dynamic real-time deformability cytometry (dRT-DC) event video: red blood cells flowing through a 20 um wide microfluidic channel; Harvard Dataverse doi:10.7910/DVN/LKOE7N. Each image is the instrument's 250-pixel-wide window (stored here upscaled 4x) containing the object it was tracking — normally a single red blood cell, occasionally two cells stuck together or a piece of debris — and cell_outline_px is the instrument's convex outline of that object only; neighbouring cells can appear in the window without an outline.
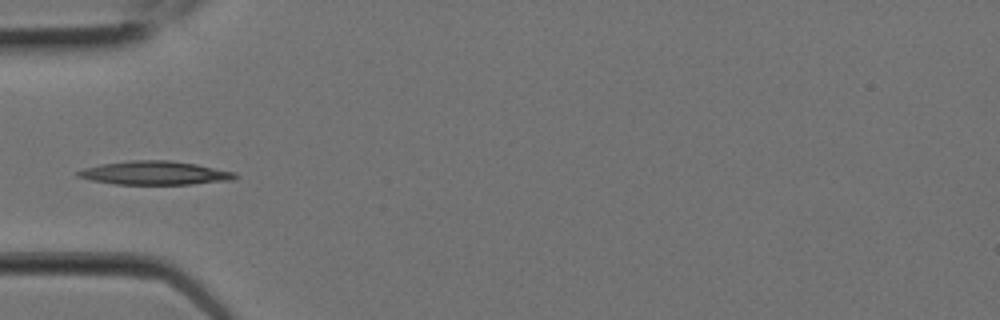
{"species": "Egyptian fruit bat (a non-hibernating species)", "species_latin": "Rousettus aegyptiacus", "temperature_condition": "room temperature", "stored_images_in_passage": 8, "camera_frame_rate_fps": 3000, "um_per_image_px": 0.085, "animal": {"sex": "female"}, "frame": {"image": 1, "passage_image": 6, "time_ms": 1.667, "image_size_px": [1000, 320], "cell_outline_px": [[240, 176], [232, 180], [192, 184], [116, 184], [92, 180], [76, 176], [76, 172], [84, 168], [100, 164], [128, 160], [172, 160], [196, 164], [236, 172]], "centroid_in_image_um": [13.18, 14.69], "position_along_channel_um": 71.8, "area_um2": 21.73}}
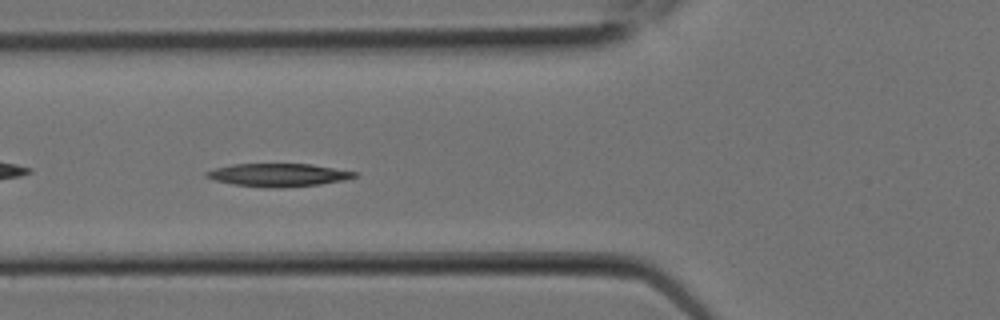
{"frame": {"image": 2, "passage_image": 7, "time_ms": 2.0, "image_size_px": [1000, 320], "cell_outline_px": [[356, 176], [344, 180], [320, 184], [280, 188], [276, 188], [232, 184], [216, 180], [204, 176], [204, 172], [216, 168], [232, 164], [312, 164], [356, 172]], "centroid_in_image_um": [23.64, 14.87], "position_along_channel_um": 102.2, "area_um2": 19.65}}
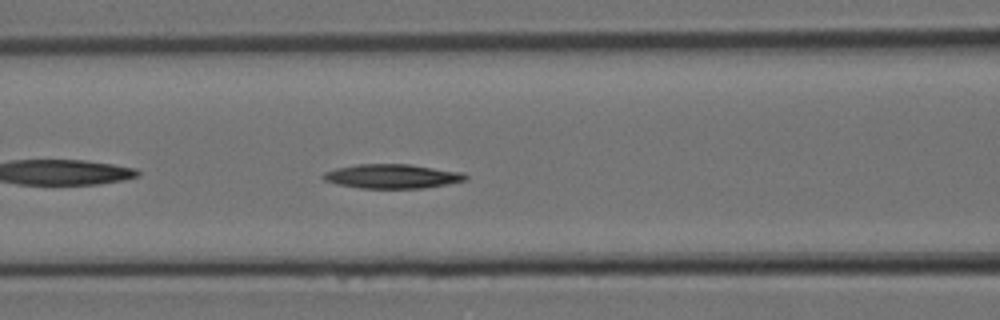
{"frame": {"image": 3, "passage_image": 8, "time_ms": 2.333, "image_size_px": [1000, 320], "cell_outline_px": [[468, 180], [448, 184], [424, 188], [360, 188], [336, 184], [324, 180], [320, 176], [324, 172], [336, 168], [356, 164], [408, 164], [464, 172], [468, 176]], "centroid_in_image_um": [33.34, 14.98], "position_along_channel_um": 133.3, "area_um2": 20.29}}